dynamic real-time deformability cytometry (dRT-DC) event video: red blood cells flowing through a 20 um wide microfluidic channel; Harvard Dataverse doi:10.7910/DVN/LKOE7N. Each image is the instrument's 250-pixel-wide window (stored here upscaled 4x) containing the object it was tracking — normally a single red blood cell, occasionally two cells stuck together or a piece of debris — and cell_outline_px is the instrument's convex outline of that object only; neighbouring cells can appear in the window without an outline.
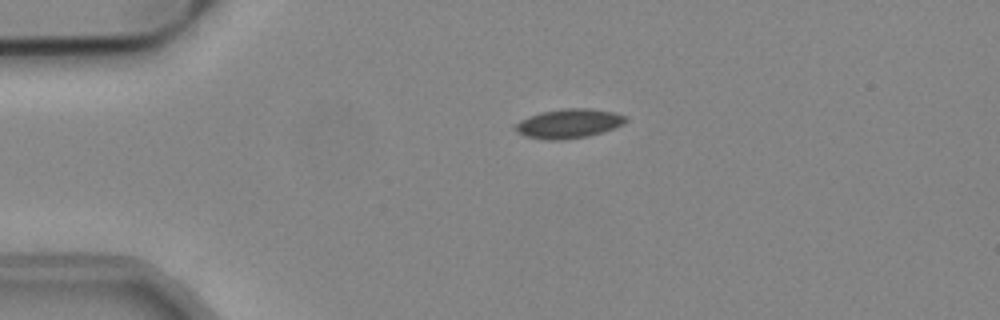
{"species": "common noctule bat (a hibernating species)", "species_latin": "Nyctalus noctula", "temperature_condition": "cold", "stored_images_in_passage": 30, "camera_frame_rate_fps": 3000, "um_per_image_px": 0.085, "animal": {"sex": "male", "body_mass_g": 19.2, "forearm_length_mm": 51.8}, "frame": {"image": 1, "passage_image": 1, "time_ms": 0.0, "image_size_px": [1000, 320], "cell_outline_px": [[628, 120], [624, 124], [604, 132], [588, 136], [560, 140], [544, 140], [524, 136], [516, 128], [516, 124], [520, 120], [528, 116], [540, 112], [560, 108], [588, 108], [616, 112], [628, 116]], "centroid_in_image_um": [48.4, 10.49], "position_along_channel_um": 36.6, "area_um2": 19.07}}
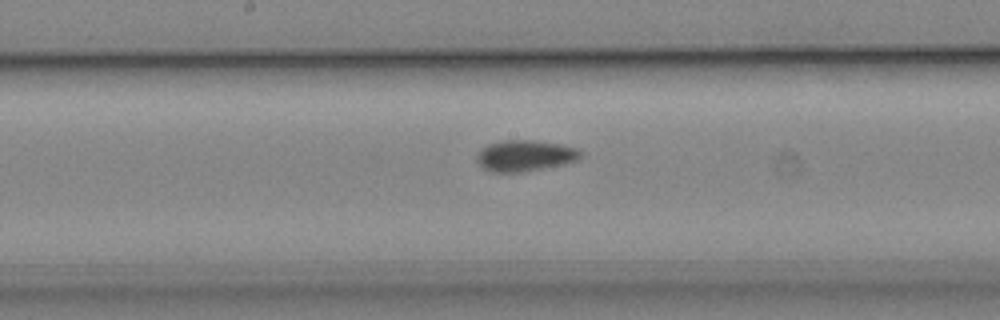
{"frame": {"image": 2, "passage_image": 17, "time_ms": 5.333, "image_size_px": [1000, 320], "cell_outline_px": [[584, 156], [576, 160], [564, 164], [520, 172], [492, 172], [484, 168], [476, 160], [476, 152], [480, 148], [488, 144], [504, 140], [532, 140], [560, 144], [576, 148], [584, 152]], "centroid_in_image_um": [44.62, 13.22], "position_along_channel_um": 203.6, "area_um2": 18.9}}
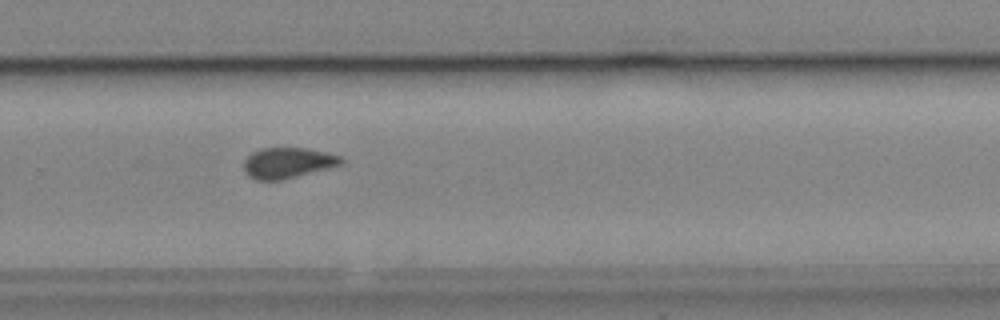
{"frame": {"image": 3, "passage_image": 25, "time_ms": 8.0, "image_size_px": [1000, 320], "cell_outline_px": [[344, 164], [284, 180], [256, 180], [248, 176], [244, 172], [244, 160], [252, 152], [260, 148], [308, 148], [340, 156], [344, 160]], "centroid_in_image_um": [24.45, 13.85], "position_along_channel_um": 305.3, "area_um2": 17.57}}